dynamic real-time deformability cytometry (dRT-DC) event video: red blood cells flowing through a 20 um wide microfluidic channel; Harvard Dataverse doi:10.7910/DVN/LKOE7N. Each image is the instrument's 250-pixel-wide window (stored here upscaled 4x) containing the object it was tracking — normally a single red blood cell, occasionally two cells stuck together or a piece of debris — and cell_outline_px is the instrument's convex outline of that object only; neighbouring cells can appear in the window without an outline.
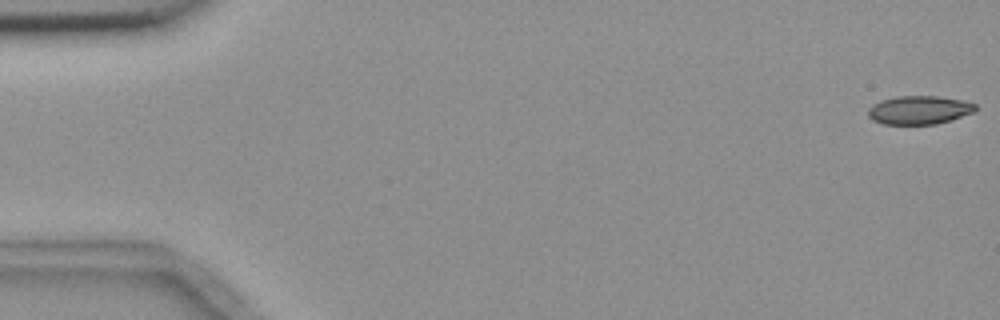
{"species": "common noctule bat (a hibernating species)", "species_latin": "Nyctalus noctula", "temperature_condition": "room temperature", "stored_images_in_passage": 10, "camera_frame_rate_fps": 3000, "um_per_image_px": 0.085, "animal": {"sex": "female", "body_mass_g": 18.4}, "frame": {"image": 1, "passage_image": 1, "time_ms": 0.0, "image_size_px": [1000, 320], "cell_outline_px": [[976, 112], [952, 120], [936, 124], [884, 124], [872, 120], [868, 116], [868, 108], [872, 104], [880, 100], [896, 96], [936, 96], [960, 100], [976, 104]], "centroid_in_image_um": [78.12, 9.35], "position_along_channel_um": 6.9, "area_um2": 17.98}}
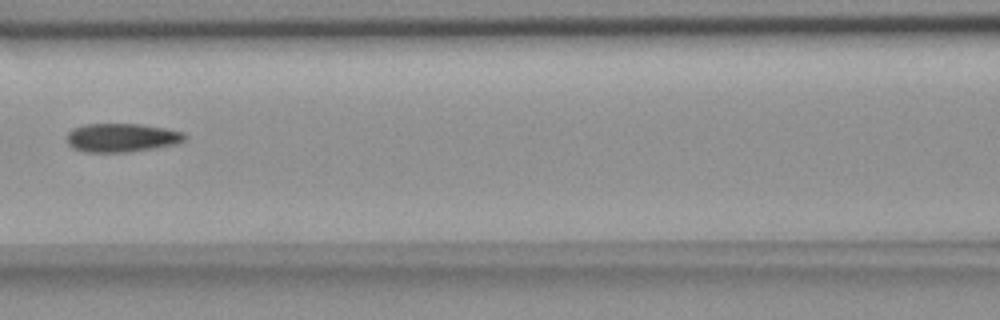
{"frame": {"image": 2, "passage_image": 7, "time_ms": 8.0, "image_size_px": [1000, 320], "cell_outline_px": [[184, 140], [176, 144], [128, 152], [84, 152], [72, 148], [68, 144], [68, 132], [72, 128], [84, 124], [140, 124], [164, 128], [184, 132]], "centroid_in_image_um": [10.3, 11.7], "position_along_channel_um": 156.3, "area_um2": 19.59}}
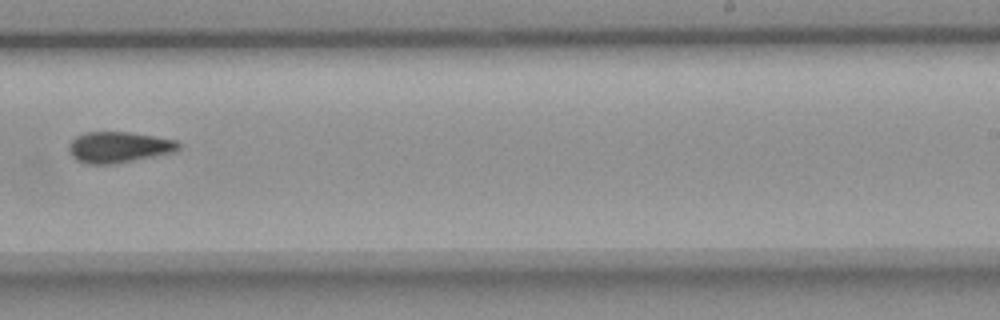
{"frame": {"image": 3, "passage_image": 10, "time_ms": 11.333, "image_size_px": [1000, 320], "cell_outline_px": [[180, 148], [176, 152], [112, 164], [84, 164], [76, 160], [68, 152], [68, 144], [76, 136], [84, 132], [128, 132], [176, 140], [180, 144]], "centroid_in_image_um": [10.06, 12.51], "position_along_channel_um": 278.9, "area_um2": 19.88}}